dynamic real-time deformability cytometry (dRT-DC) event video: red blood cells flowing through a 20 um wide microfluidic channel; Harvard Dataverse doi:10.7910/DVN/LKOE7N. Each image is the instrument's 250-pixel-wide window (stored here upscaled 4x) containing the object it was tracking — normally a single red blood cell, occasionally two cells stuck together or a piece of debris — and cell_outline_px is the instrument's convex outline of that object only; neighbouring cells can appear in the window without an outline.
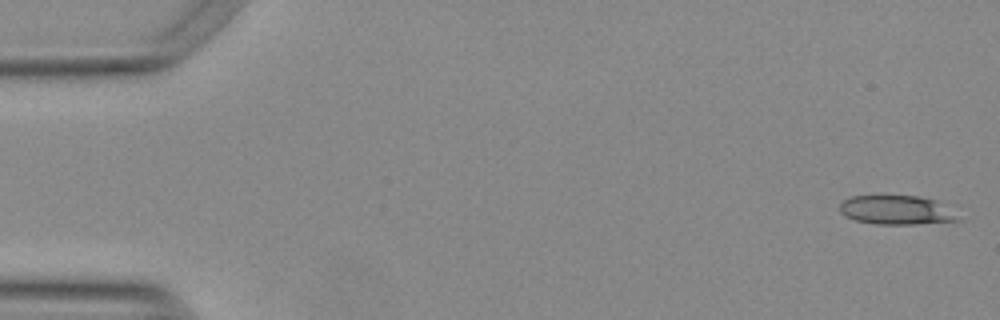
{"species": "Egyptian fruit bat (a non-hibernating species)", "species_latin": "Rousettus aegyptiacus", "temperature_condition": "warm", "stored_images_in_passage": 53, "camera_frame_rate_fps": 3000, "um_per_image_px": 0.085, "animal": {"sex": "female"}, "frame": {"image": 1, "passage_image": 1, "time_ms": 0.0, "image_size_px": [1000, 320], "cell_outline_px": [[960, 220], [916, 224], [876, 224], [856, 220], [844, 216], [840, 212], [840, 204], [844, 200], [852, 196], [920, 196], [936, 200]], "centroid_in_image_um": [76.11, 17.85], "position_along_channel_um": 8.9, "area_um2": 19.59}}
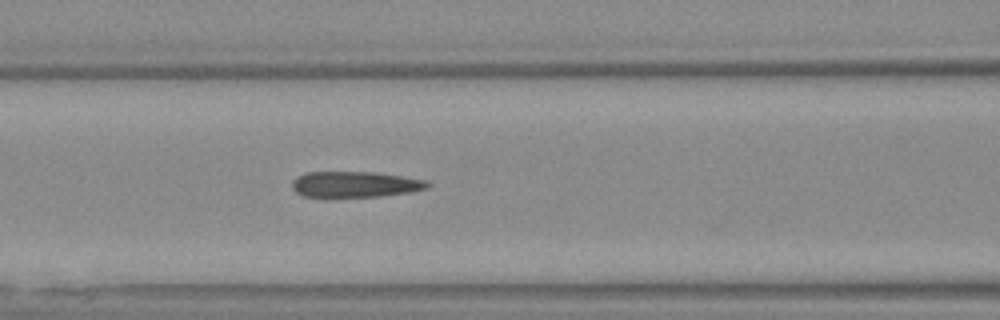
{"frame": {"image": 2, "passage_image": 22, "time_ms": 7.0, "image_size_px": [1000, 320], "cell_outline_px": [[432, 184], [428, 188], [408, 192], [380, 196], [304, 196], [296, 192], [292, 188], [292, 180], [296, 176], [304, 172], [372, 172], [400, 176], [424, 180]], "centroid_in_image_um": [30.14, 15.65], "position_along_channel_um": 136.5, "area_um2": 20.11}}
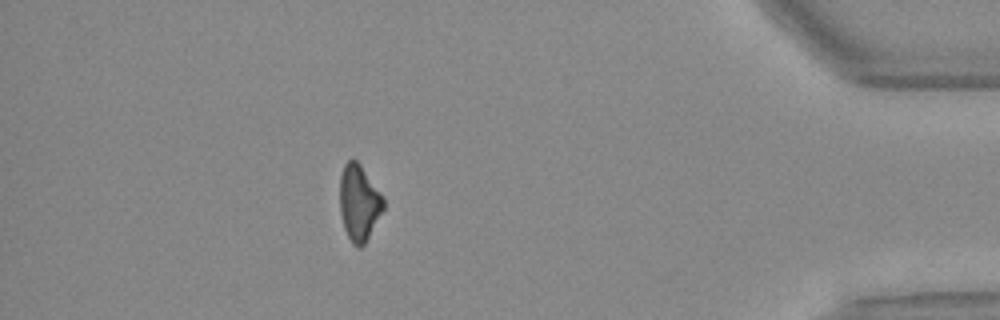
{"frame": {"image": 3, "passage_image": 47, "time_ms": 15.333, "image_size_px": [1000, 320], "cell_outline_px": [[384, 208], [364, 244], [360, 248], [356, 248], [352, 244], [344, 228], [340, 212], [340, 176], [344, 164], [348, 160], [356, 160], [360, 164], [384, 196]], "centroid_in_image_um": [30.51, 17.23], "position_along_channel_um": 404.7, "area_um2": 19.31}, "authors_computed_cell_mechanics": {"area_um2": 20.7502, "velocity_mm_per_s": 3.8052, "shape_relaxation_time_tau1_ms": 6.9722, "shape_relaxation_time_tau2_ms": 3.4716, "deformation_change_tau1": 0.1786, "deformation_change_tau2": 0.1669}}